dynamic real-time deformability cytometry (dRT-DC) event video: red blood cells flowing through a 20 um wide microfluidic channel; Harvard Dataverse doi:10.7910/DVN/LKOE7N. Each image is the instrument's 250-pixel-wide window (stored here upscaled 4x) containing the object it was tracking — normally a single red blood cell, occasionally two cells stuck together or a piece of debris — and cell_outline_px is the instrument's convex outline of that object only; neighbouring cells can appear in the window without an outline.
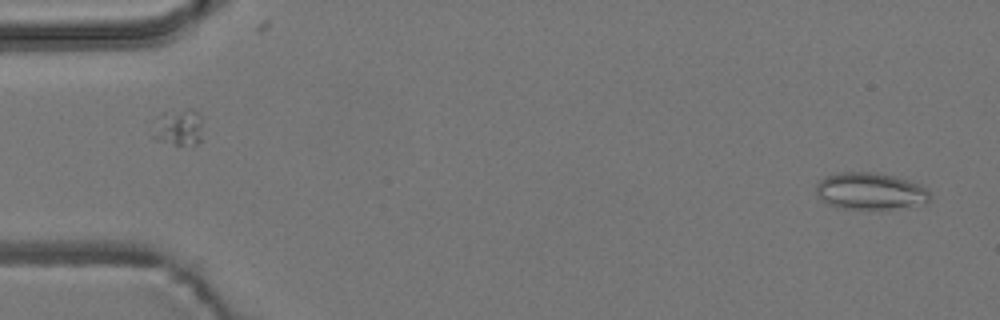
{"species": "common noctule bat (a hibernating species)", "species_latin": "Nyctalus noctula", "temperature_condition": "room temperature", "stored_images_in_passage": 6, "segment_of_instrument_passage": [2, 2], "camera_frame_rate_fps": 3000, "um_per_image_px": 0.085, "animal": {"sex": "male", "body_mass_g": 19.2, "forearm_length_mm": 51.8}, "frame": {"image": 1, "passage_image": 6, "time_ms": 6.0, "image_size_px": [1000, 320], "cell_outline_px": [[932, 196], [924, 204], [892, 208], [840, 208], [828, 204], [816, 196], [816, 184], [820, 180], [828, 176], [840, 172], [876, 172], [908, 180], [920, 184]], "centroid_in_image_um": [73.95, 16.24], "position_along_channel_um": 11.1, "area_um2": 24.22}}